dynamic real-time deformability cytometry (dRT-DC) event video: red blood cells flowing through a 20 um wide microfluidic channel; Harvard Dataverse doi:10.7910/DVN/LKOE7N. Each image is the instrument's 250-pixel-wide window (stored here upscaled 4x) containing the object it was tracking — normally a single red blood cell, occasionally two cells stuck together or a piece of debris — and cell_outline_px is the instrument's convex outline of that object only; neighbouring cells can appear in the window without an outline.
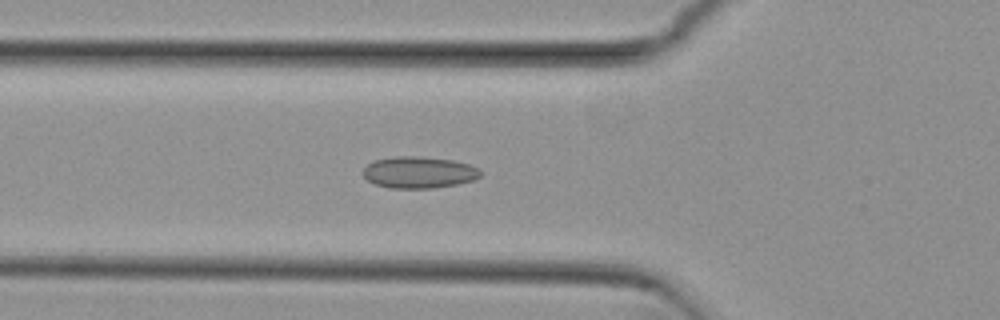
{"species": "common noctule bat (a hibernating species)", "species_latin": "Nyctalus noctula", "temperature_condition": "cold", "stored_images_in_passage": 33, "camera_frame_rate_fps": 3000, "um_per_image_px": 0.085, "animal": {"sex": "female", "body_mass_g": 29.2, "forearm_length_mm": 56.3}, "frame": {"image": 1, "passage_image": 2, "time_ms": 0.333, "image_size_px": [1000, 320], "cell_outline_px": [[480, 176], [472, 180], [456, 184], [432, 188], [388, 188], [376, 184], [368, 180], [364, 176], [364, 168], [368, 164], [376, 160], [396, 156], [416, 156], [452, 160], [468, 164], [480, 168]], "centroid_in_image_um": [35.61, 14.65], "position_along_channel_um": 90.2, "area_um2": 21.39}}
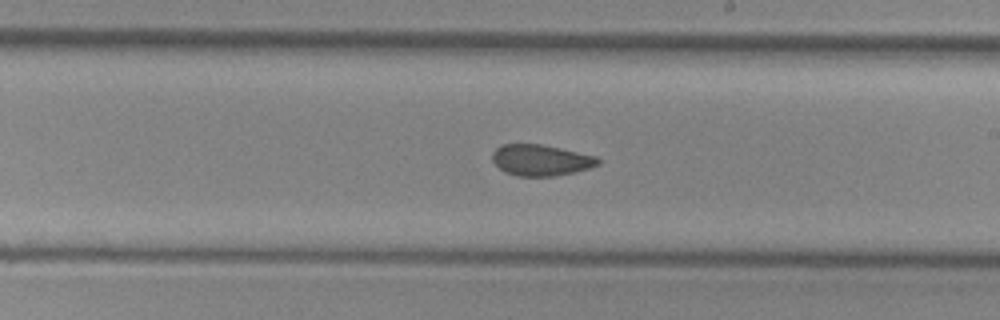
{"frame": {"image": 2, "passage_image": 14, "time_ms": 4.333, "image_size_px": [1000, 320], "cell_outline_px": [[600, 164], [576, 172], [552, 176], [516, 176], [504, 172], [492, 160], [492, 152], [500, 144], [540, 144], [560, 148], [596, 156], [600, 160]], "centroid_in_image_um": [45.95, 13.61], "position_along_channel_um": 243.0, "area_um2": 19.19}}
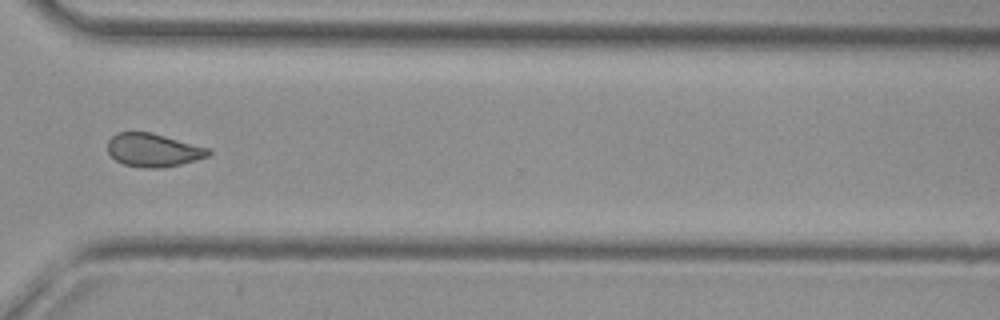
{"frame": {"image": 3, "passage_image": 23, "time_ms": 7.333, "image_size_px": [1000, 320], "cell_outline_px": [[212, 152], [208, 156], [196, 160], [180, 164], [160, 168], [144, 168], [124, 164], [116, 160], [108, 152], [108, 140], [116, 132], [152, 132], [212, 148]], "centroid_in_image_um": [13.07, 12.74], "position_along_channel_um": 357.5, "area_um2": 19.77}}